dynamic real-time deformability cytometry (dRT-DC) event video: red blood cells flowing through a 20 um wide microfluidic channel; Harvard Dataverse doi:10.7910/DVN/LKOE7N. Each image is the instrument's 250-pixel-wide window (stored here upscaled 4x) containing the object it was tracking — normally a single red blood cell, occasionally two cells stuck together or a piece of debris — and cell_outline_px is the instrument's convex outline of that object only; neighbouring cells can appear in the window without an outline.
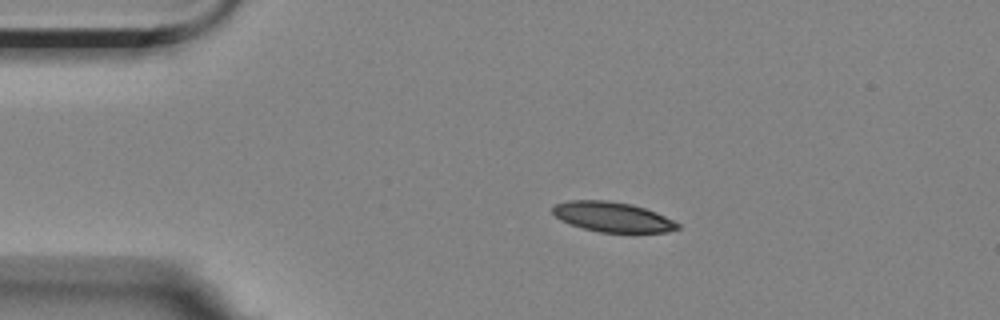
{"species": "Egyptian fruit bat (a non-hibernating species)", "species_latin": "Rousettus aegyptiacus", "temperature_condition": "room temperature", "stored_images_in_passage": 5, "camera_frame_rate_fps": 3000, "um_per_image_px": 0.085, "animal": {"sex": "female"}, "frame": {"image": 1, "passage_image": 3, "time_ms": 2.333, "image_size_px": [1000, 320], "cell_outline_px": [[680, 228], [668, 232], [632, 236], [600, 232], [584, 228], [560, 220], [552, 212], [552, 208], [556, 204], [568, 200], [608, 200], [632, 204], [656, 212], [680, 224]], "centroid_in_image_um": [52.14, 18.49], "position_along_channel_um": 32.9, "area_um2": 22.66}}
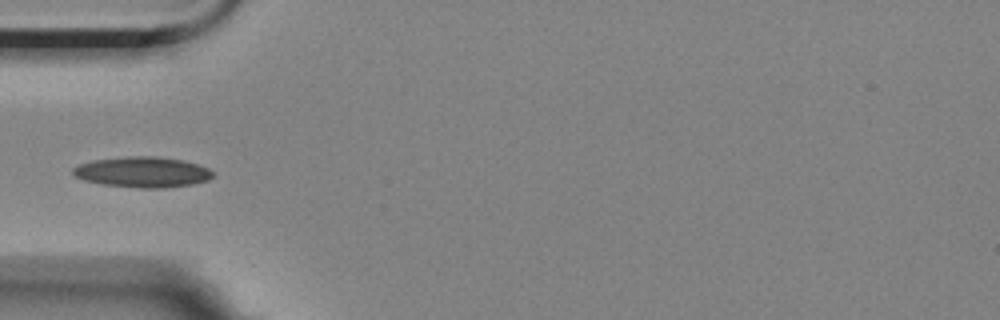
{"frame": {"image": 2, "passage_image": 5, "time_ms": 4.667, "image_size_px": [1000, 320], "cell_outline_px": [[212, 176], [208, 180], [192, 184], [164, 188], [140, 188], [104, 184], [84, 180], [76, 176], [72, 172], [72, 168], [80, 164], [92, 160], [128, 156], [156, 156], [184, 160], [208, 168], [212, 172]], "centroid_in_image_um": [12.11, 14.62], "position_along_channel_um": 72.9, "area_um2": 24.8}}